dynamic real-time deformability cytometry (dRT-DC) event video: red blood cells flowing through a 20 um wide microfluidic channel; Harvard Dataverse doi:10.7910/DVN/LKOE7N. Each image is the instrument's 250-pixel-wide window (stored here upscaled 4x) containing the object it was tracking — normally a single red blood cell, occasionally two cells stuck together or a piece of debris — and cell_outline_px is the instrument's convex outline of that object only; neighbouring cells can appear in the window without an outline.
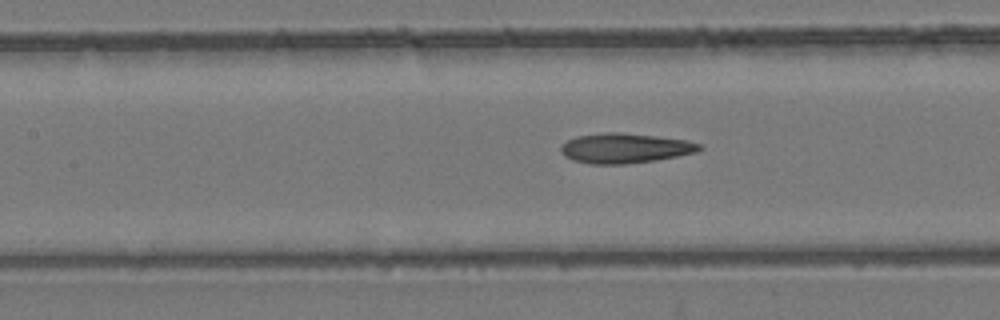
{"species": "common noctule bat (a hibernating species)", "species_latin": "Nyctalus noctula", "temperature_condition": "room temperature", "stored_images_in_passage": 4, "segment_of_instrument_passage": [2, 2], "camera_frame_rate_fps": 3000, "um_per_image_px": 0.085, "animal": {"sex": "female", "body_mass_g": 24.6, "forearm_length_mm": 56.2}, "frame": {"image": 1, "passage_image": 4, "time_ms": 1.0, "image_size_px": [1000, 320], "cell_outline_px": [[704, 148], [696, 152], [656, 160], [624, 164], [592, 164], [572, 160], [564, 156], [560, 152], [560, 148], [568, 140], [576, 136], [604, 132], [620, 132], [656, 136], [688, 140], [700, 144]], "centroid_in_image_um": [53.11, 12.59], "position_along_channel_um": 154.3, "area_um2": 24.16}}